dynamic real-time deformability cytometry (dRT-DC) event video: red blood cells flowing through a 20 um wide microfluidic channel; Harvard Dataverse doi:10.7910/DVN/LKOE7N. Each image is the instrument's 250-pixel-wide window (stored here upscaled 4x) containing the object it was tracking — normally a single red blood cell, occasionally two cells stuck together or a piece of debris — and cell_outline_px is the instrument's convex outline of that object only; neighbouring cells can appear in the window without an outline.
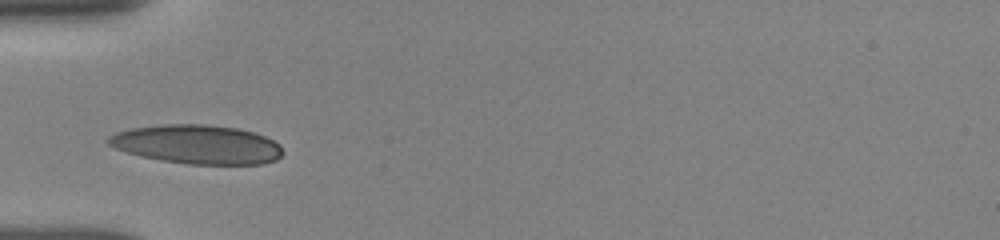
{"species": "human", "species_latin": "Homo sapiens", "temperature_condition": "room temperature", "stored_images_in_passage": 4, "camera_frame_rate_fps": 3000, "um_per_image_px": 0.085, "donor": {"sex": "female"}, "frame": {"image": 1, "passage_image": 1, "time_ms": 0.0, "image_size_px": [1000, 240], "cell_outline_px": [[284, 152], [276, 160], [264, 164], [188, 164], [164, 160], [144, 156], [128, 152], [116, 148], [108, 144], [104, 140], [108, 136], [116, 132], [132, 128], [164, 124], [208, 124], [236, 128], [252, 132], [264, 136], [280, 144]], "centroid_in_image_um": [16.77, 12.27], "position_along_channel_um": 68.2, "area_um2": 39.48}}
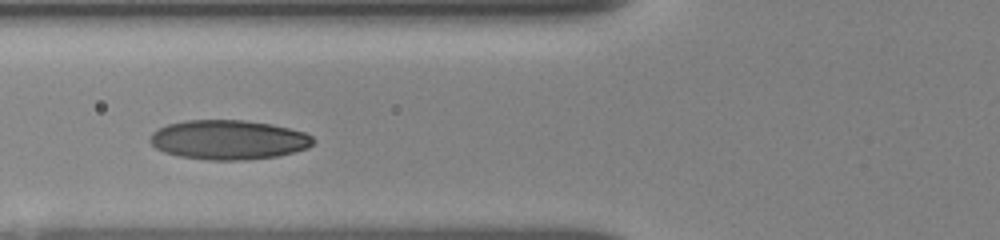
{"frame": {"image": 2, "passage_image": 2, "time_ms": 1.0, "image_size_px": [1000, 240], "cell_outline_px": [[316, 140], [308, 148], [276, 156], [244, 160], [208, 160], [180, 156], [164, 152], [156, 148], [148, 140], [152, 132], [156, 128], [168, 124], [184, 120], [244, 120], [272, 124], [304, 132], [312, 136]], "centroid_in_image_um": [19.39, 11.87], "position_along_channel_um": 106.4, "area_um2": 37.63}}
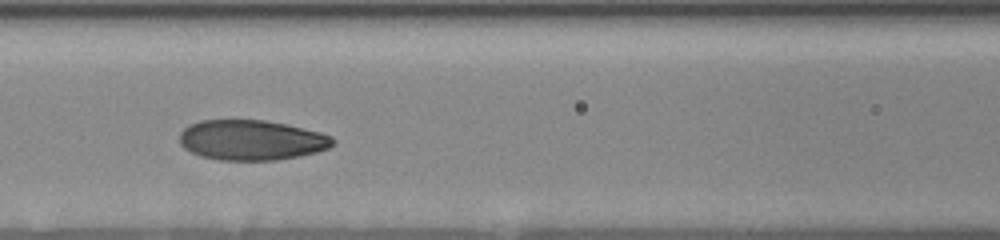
{"frame": {"image": 3, "passage_image": 3, "time_ms": 2.0, "image_size_px": [1000, 240], "cell_outline_px": [[336, 140], [328, 148], [316, 152], [300, 156], [276, 160], [220, 160], [200, 156], [184, 148], [180, 144], [180, 132], [188, 124], [200, 120], [264, 120], [284, 124], [320, 132], [332, 136]], "centroid_in_image_um": [21.35, 11.91], "position_along_channel_um": 145.2, "area_um2": 35.89}}